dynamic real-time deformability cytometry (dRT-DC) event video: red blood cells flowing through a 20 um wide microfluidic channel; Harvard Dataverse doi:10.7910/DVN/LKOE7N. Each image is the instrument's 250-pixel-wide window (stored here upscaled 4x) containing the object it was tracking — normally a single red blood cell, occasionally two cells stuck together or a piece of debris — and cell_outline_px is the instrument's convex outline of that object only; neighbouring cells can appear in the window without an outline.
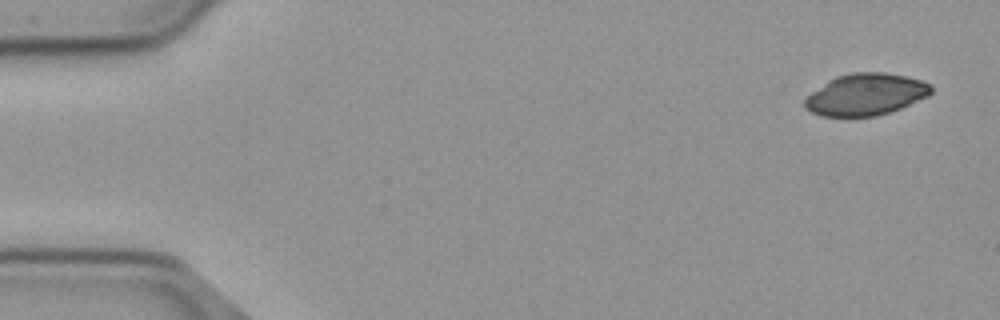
{"species": "common noctule bat (a hibernating species)", "species_latin": "Nyctalus noctula", "temperature_condition": "cold", "stored_images_in_passage": 14, "camera_frame_rate_fps": 3000, "um_per_image_px": 0.085, "animal": {"sex": "male", "body_mass_g": 23.1, "forearm_length_mm": 52.7}, "frame": {"image": 1, "passage_image": 3, "time_ms": 0.667, "image_size_px": [1000, 320], "cell_outline_px": [[932, 92], [928, 96], [900, 108], [876, 116], [820, 116], [804, 108], [804, 100], [812, 92], [828, 80], [836, 76], [852, 72], [884, 72], [904, 76], [920, 80], [932, 84]], "centroid_in_image_um": [73.58, 8.02], "position_along_channel_um": 11.4, "area_um2": 30.63}}